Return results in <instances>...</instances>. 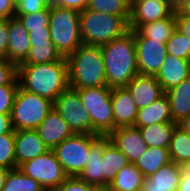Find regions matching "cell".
I'll use <instances>...</instances> for the list:
<instances>
[{
	"mask_svg": "<svg viewBox=\"0 0 190 191\" xmlns=\"http://www.w3.org/2000/svg\"><path fill=\"white\" fill-rule=\"evenodd\" d=\"M17 78L22 89L53 102L70 87L66 58L49 63L18 65Z\"/></svg>",
	"mask_w": 190,
	"mask_h": 191,
	"instance_id": "obj_1",
	"label": "cell"
},
{
	"mask_svg": "<svg viewBox=\"0 0 190 191\" xmlns=\"http://www.w3.org/2000/svg\"><path fill=\"white\" fill-rule=\"evenodd\" d=\"M100 47L105 66L106 86L111 89L125 87L138 74L133 33L129 30L122 37Z\"/></svg>",
	"mask_w": 190,
	"mask_h": 191,
	"instance_id": "obj_2",
	"label": "cell"
},
{
	"mask_svg": "<svg viewBox=\"0 0 190 191\" xmlns=\"http://www.w3.org/2000/svg\"><path fill=\"white\" fill-rule=\"evenodd\" d=\"M66 60L70 88L106 86L105 66L100 46L82 44Z\"/></svg>",
	"mask_w": 190,
	"mask_h": 191,
	"instance_id": "obj_3",
	"label": "cell"
},
{
	"mask_svg": "<svg viewBox=\"0 0 190 191\" xmlns=\"http://www.w3.org/2000/svg\"><path fill=\"white\" fill-rule=\"evenodd\" d=\"M130 16H116L84 9L80 12V34L83 44L102 46L129 31Z\"/></svg>",
	"mask_w": 190,
	"mask_h": 191,
	"instance_id": "obj_4",
	"label": "cell"
},
{
	"mask_svg": "<svg viewBox=\"0 0 190 191\" xmlns=\"http://www.w3.org/2000/svg\"><path fill=\"white\" fill-rule=\"evenodd\" d=\"M78 11L50 5L49 31L51 41L63 58L83 44Z\"/></svg>",
	"mask_w": 190,
	"mask_h": 191,
	"instance_id": "obj_5",
	"label": "cell"
},
{
	"mask_svg": "<svg viewBox=\"0 0 190 191\" xmlns=\"http://www.w3.org/2000/svg\"><path fill=\"white\" fill-rule=\"evenodd\" d=\"M75 90L79 93L83 107L89 112L92 134L109 136L114 131L112 89L100 86Z\"/></svg>",
	"mask_w": 190,
	"mask_h": 191,
	"instance_id": "obj_6",
	"label": "cell"
},
{
	"mask_svg": "<svg viewBox=\"0 0 190 191\" xmlns=\"http://www.w3.org/2000/svg\"><path fill=\"white\" fill-rule=\"evenodd\" d=\"M53 108V101L19 86L10 114L13 129H36Z\"/></svg>",
	"mask_w": 190,
	"mask_h": 191,
	"instance_id": "obj_7",
	"label": "cell"
},
{
	"mask_svg": "<svg viewBox=\"0 0 190 191\" xmlns=\"http://www.w3.org/2000/svg\"><path fill=\"white\" fill-rule=\"evenodd\" d=\"M100 135L74 134L59 143L54 149L57 160L69 177L79 176L89 159L91 144Z\"/></svg>",
	"mask_w": 190,
	"mask_h": 191,
	"instance_id": "obj_8",
	"label": "cell"
},
{
	"mask_svg": "<svg viewBox=\"0 0 190 191\" xmlns=\"http://www.w3.org/2000/svg\"><path fill=\"white\" fill-rule=\"evenodd\" d=\"M25 175L36 180L46 191H52L69 176L53 150L28 160L18 167Z\"/></svg>",
	"mask_w": 190,
	"mask_h": 191,
	"instance_id": "obj_9",
	"label": "cell"
},
{
	"mask_svg": "<svg viewBox=\"0 0 190 191\" xmlns=\"http://www.w3.org/2000/svg\"><path fill=\"white\" fill-rule=\"evenodd\" d=\"M53 106L74 134H92L89 112L83 107L77 90L69 87L55 99Z\"/></svg>",
	"mask_w": 190,
	"mask_h": 191,
	"instance_id": "obj_10",
	"label": "cell"
},
{
	"mask_svg": "<svg viewBox=\"0 0 190 191\" xmlns=\"http://www.w3.org/2000/svg\"><path fill=\"white\" fill-rule=\"evenodd\" d=\"M135 39L138 73L156 75L167 56L166 43L140 36L135 30H130Z\"/></svg>",
	"mask_w": 190,
	"mask_h": 191,
	"instance_id": "obj_11",
	"label": "cell"
},
{
	"mask_svg": "<svg viewBox=\"0 0 190 191\" xmlns=\"http://www.w3.org/2000/svg\"><path fill=\"white\" fill-rule=\"evenodd\" d=\"M110 140L128 158L135 163L147 150L139 128L134 126L117 127L110 135Z\"/></svg>",
	"mask_w": 190,
	"mask_h": 191,
	"instance_id": "obj_12",
	"label": "cell"
},
{
	"mask_svg": "<svg viewBox=\"0 0 190 191\" xmlns=\"http://www.w3.org/2000/svg\"><path fill=\"white\" fill-rule=\"evenodd\" d=\"M173 12L166 0H142L130 8L129 30H136L140 25L169 17Z\"/></svg>",
	"mask_w": 190,
	"mask_h": 191,
	"instance_id": "obj_13",
	"label": "cell"
},
{
	"mask_svg": "<svg viewBox=\"0 0 190 191\" xmlns=\"http://www.w3.org/2000/svg\"><path fill=\"white\" fill-rule=\"evenodd\" d=\"M49 150L74 135L61 115L53 108L41 124L35 129Z\"/></svg>",
	"mask_w": 190,
	"mask_h": 191,
	"instance_id": "obj_14",
	"label": "cell"
},
{
	"mask_svg": "<svg viewBox=\"0 0 190 191\" xmlns=\"http://www.w3.org/2000/svg\"><path fill=\"white\" fill-rule=\"evenodd\" d=\"M138 109L145 108L164 92L154 75L137 74L126 86Z\"/></svg>",
	"mask_w": 190,
	"mask_h": 191,
	"instance_id": "obj_15",
	"label": "cell"
},
{
	"mask_svg": "<svg viewBox=\"0 0 190 191\" xmlns=\"http://www.w3.org/2000/svg\"><path fill=\"white\" fill-rule=\"evenodd\" d=\"M114 130L117 127L134 126L138 108L126 87L113 88L111 96Z\"/></svg>",
	"mask_w": 190,
	"mask_h": 191,
	"instance_id": "obj_16",
	"label": "cell"
},
{
	"mask_svg": "<svg viewBox=\"0 0 190 191\" xmlns=\"http://www.w3.org/2000/svg\"><path fill=\"white\" fill-rule=\"evenodd\" d=\"M31 42L28 31L17 17L9 18V40L7 60L17 66L23 63L30 51Z\"/></svg>",
	"mask_w": 190,
	"mask_h": 191,
	"instance_id": "obj_17",
	"label": "cell"
},
{
	"mask_svg": "<svg viewBox=\"0 0 190 191\" xmlns=\"http://www.w3.org/2000/svg\"><path fill=\"white\" fill-rule=\"evenodd\" d=\"M190 76V60L181 59L167 54L164 63L155 75L163 92L179 85Z\"/></svg>",
	"mask_w": 190,
	"mask_h": 191,
	"instance_id": "obj_18",
	"label": "cell"
},
{
	"mask_svg": "<svg viewBox=\"0 0 190 191\" xmlns=\"http://www.w3.org/2000/svg\"><path fill=\"white\" fill-rule=\"evenodd\" d=\"M48 150L35 129L15 131L16 168L24 162L44 154Z\"/></svg>",
	"mask_w": 190,
	"mask_h": 191,
	"instance_id": "obj_19",
	"label": "cell"
},
{
	"mask_svg": "<svg viewBox=\"0 0 190 191\" xmlns=\"http://www.w3.org/2000/svg\"><path fill=\"white\" fill-rule=\"evenodd\" d=\"M181 173L182 166L171 161L146 177L142 188L144 191H177Z\"/></svg>",
	"mask_w": 190,
	"mask_h": 191,
	"instance_id": "obj_20",
	"label": "cell"
},
{
	"mask_svg": "<svg viewBox=\"0 0 190 191\" xmlns=\"http://www.w3.org/2000/svg\"><path fill=\"white\" fill-rule=\"evenodd\" d=\"M104 151V136H99L90 146L89 159L84 170L79 174V178L96 186L100 191H104V175L102 167V157Z\"/></svg>",
	"mask_w": 190,
	"mask_h": 191,
	"instance_id": "obj_21",
	"label": "cell"
},
{
	"mask_svg": "<svg viewBox=\"0 0 190 191\" xmlns=\"http://www.w3.org/2000/svg\"><path fill=\"white\" fill-rule=\"evenodd\" d=\"M173 123L177 125L190 116V76L166 91Z\"/></svg>",
	"mask_w": 190,
	"mask_h": 191,
	"instance_id": "obj_22",
	"label": "cell"
},
{
	"mask_svg": "<svg viewBox=\"0 0 190 191\" xmlns=\"http://www.w3.org/2000/svg\"><path fill=\"white\" fill-rule=\"evenodd\" d=\"M164 122H173L170 112V102L165 93L149 106L138 109L134 127H144Z\"/></svg>",
	"mask_w": 190,
	"mask_h": 191,
	"instance_id": "obj_23",
	"label": "cell"
},
{
	"mask_svg": "<svg viewBox=\"0 0 190 191\" xmlns=\"http://www.w3.org/2000/svg\"><path fill=\"white\" fill-rule=\"evenodd\" d=\"M128 158L115 146L109 136H104L102 167L104 175V191L114 179L118 171L128 165Z\"/></svg>",
	"mask_w": 190,
	"mask_h": 191,
	"instance_id": "obj_24",
	"label": "cell"
},
{
	"mask_svg": "<svg viewBox=\"0 0 190 191\" xmlns=\"http://www.w3.org/2000/svg\"><path fill=\"white\" fill-rule=\"evenodd\" d=\"M144 175L133 163L121 168L105 191H137L142 189Z\"/></svg>",
	"mask_w": 190,
	"mask_h": 191,
	"instance_id": "obj_25",
	"label": "cell"
},
{
	"mask_svg": "<svg viewBox=\"0 0 190 191\" xmlns=\"http://www.w3.org/2000/svg\"><path fill=\"white\" fill-rule=\"evenodd\" d=\"M176 30V13L169 17L140 25L135 31L144 38L166 43Z\"/></svg>",
	"mask_w": 190,
	"mask_h": 191,
	"instance_id": "obj_26",
	"label": "cell"
},
{
	"mask_svg": "<svg viewBox=\"0 0 190 191\" xmlns=\"http://www.w3.org/2000/svg\"><path fill=\"white\" fill-rule=\"evenodd\" d=\"M169 162H171V159L168 147H148L146 152L134 164L146 178Z\"/></svg>",
	"mask_w": 190,
	"mask_h": 191,
	"instance_id": "obj_27",
	"label": "cell"
},
{
	"mask_svg": "<svg viewBox=\"0 0 190 191\" xmlns=\"http://www.w3.org/2000/svg\"><path fill=\"white\" fill-rule=\"evenodd\" d=\"M177 126L173 122L156 123L139 128L143 140L148 147H169L173 130Z\"/></svg>",
	"mask_w": 190,
	"mask_h": 191,
	"instance_id": "obj_28",
	"label": "cell"
},
{
	"mask_svg": "<svg viewBox=\"0 0 190 191\" xmlns=\"http://www.w3.org/2000/svg\"><path fill=\"white\" fill-rule=\"evenodd\" d=\"M168 150L172 162L183 165L190 161V136L178 125L173 130Z\"/></svg>",
	"mask_w": 190,
	"mask_h": 191,
	"instance_id": "obj_29",
	"label": "cell"
},
{
	"mask_svg": "<svg viewBox=\"0 0 190 191\" xmlns=\"http://www.w3.org/2000/svg\"><path fill=\"white\" fill-rule=\"evenodd\" d=\"M2 191H46L33 178L25 175L19 168L9 170Z\"/></svg>",
	"mask_w": 190,
	"mask_h": 191,
	"instance_id": "obj_30",
	"label": "cell"
},
{
	"mask_svg": "<svg viewBox=\"0 0 190 191\" xmlns=\"http://www.w3.org/2000/svg\"><path fill=\"white\" fill-rule=\"evenodd\" d=\"M63 57L57 51L54 44H35L31 45L26 60L20 65H34L61 61Z\"/></svg>",
	"mask_w": 190,
	"mask_h": 191,
	"instance_id": "obj_31",
	"label": "cell"
},
{
	"mask_svg": "<svg viewBox=\"0 0 190 191\" xmlns=\"http://www.w3.org/2000/svg\"><path fill=\"white\" fill-rule=\"evenodd\" d=\"M86 9L116 16H130L126 0H89Z\"/></svg>",
	"mask_w": 190,
	"mask_h": 191,
	"instance_id": "obj_32",
	"label": "cell"
},
{
	"mask_svg": "<svg viewBox=\"0 0 190 191\" xmlns=\"http://www.w3.org/2000/svg\"><path fill=\"white\" fill-rule=\"evenodd\" d=\"M28 32L38 29H49L50 5L32 14H15Z\"/></svg>",
	"mask_w": 190,
	"mask_h": 191,
	"instance_id": "obj_33",
	"label": "cell"
},
{
	"mask_svg": "<svg viewBox=\"0 0 190 191\" xmlns=\"http://www.w3.org/2000/svg\"><path fill=\"white\" fill-rule=\"evenodd\" d=\"M0 166L16 169L15 131L0 135Z\"/></svg>",
	"mask_w": 190,
	"mask_h": 191,
	"instance_id": "obj_34",
	"label": "cell"
},
{
	"mask_svg": "<svg viewBox=\"0 0 190 191\" xmlns=\"http://www.w3.org/2000/svg\"><path fill=\"white\" fill-rule=\"evenodd\" d=\"M167 54L175 57L190 60V40L177 30L166 42Z\"/></svg>",
	"mask_w": 190,
	"mask_h": 191,
	"instance_id": "obj_35",
	"label": "cell"
},
{
	"mask_svg": "<svg viewBox=\"0 0 190 191\" xmlns=\"http://www.w3.org/2000/svg\"><path fill=\"white\" fill-rule=\"evenodd\" d=\"M18 66L7 59L0 58V86L19 85Z\"/></svg>",
	"mask_w": 190,
	"mask_h": 191,
	"instance_id": "obj_36",
	"label": "cell"
},
{
	"mask_svg": "<svg viewBox=\"0 0 190 191\" xmlns=\"http://www.w3.org/2000/svg\"><path fill=\"white\" fill-rule=\"evenodd\" d=\"M19 85L0 86V113L10 115Z\"/></svg>",
	"mask_w": 190,
	"mask_h": 191,
	"instance_id": "obj_37",
	"label": "cell"
},
{
	"mask_svg": "<svg viewBox=\"0 0 190 191\" xmlns=\"http://www.w3.org/2000/svg\"><path fill=\"white\" fill-rule=\"evenodd\" d=\"M52 191H100L96 186L87 184L78 176L68 177Z\"/></svg>",
	"mask_w": 190,
	"mask_h": 191,
	"instance_id": "obj_38",
	"label": "cell"
},
{
	"mask_svg": "<svg viewBox=\"0 0 190 191\" xmlns=\"http://www.w3.org/2000/svg\"><path fill=\"white\" fill-rule=\"evenodd\" d=\"M48 5L46 0H16L15 14H32Z\"/></svg>",
	"mask_w": 190,
	"mask_h": 191,
	"instance_id": "obj_39",
	"label": "cell"
},
{
	"mask_svg": "<svg viewBox=\"0 0 190 191\" xmlns=\"http://www.w3.org/2000/svg\"><path fill=\"white\" fill-rule=\"evenodd\" d=\"M9 19H0V58L7 59Z\"/></svg>",
	"mask_w": 190,
	"mask_h": 191,
	"instance_id": "obj_40",
	"label": "cell"
},
{
	"mask_svg": "<svg viewBox=\"0 0 190 191\" xmlns=\"http://www.w3.org/2000/svg\"><path fill=\"white\" fill-rule=\"evenodd\" d=\"M31 45L53 44L49 29H38L28 32Z\"/></svg>",
	"mask_w": 190,
	"mask_h": 191,
	"instance_id": "obj_41",
	"label": "cell"
},
{
	"mask_svg": "<svg viewBox=\"0 0 190 191\" xmlns=\"http://www.w3.org/2000/svg\"><path fill=\"white\" fill-rule=\"evenodd\" d=\"M88 1L89 0H57L54 4L62 8L78 11L80 13L87 7Z\"/></svg>",
	"mask_w": 190,
	"mask_h": 191,
	"instance_id": "obj_42",
	"label": "cell"
},
{
	"mask_svg": "<svg viewBox=\"0 0 190 191\" xmlns=\"http://www.w3.org/2000/svg\"><path fill=\"white\" fill-rule=\"evenodd\" d=\"M16 0H0V19L15 17Z\"/></svg>",
	"mask_w": 190,
	"mask_h": 191,
	"instance_id": "obj_43",
	"label": "cell"
},
{
	"mask_svg": "<svg viewBox=\"0 0 190 191\" xmlns=\"http://www.w3.org/2000/svg\"><path fill=\"white\" fill-rule=\"evenodd\" d=\"M176 30L190 40V17L176 13Z\"/></svg>",
	"mask_w": 190,
	"mask_h": 191,
	"instance_id": "obj_44",
	"label": "cell"
},
{
	"mask_svg": "<svg viewBox=\"0 0 190 191\" xmlns=\"http://www.w3.org/2000/svg\"><path fill=\"white\" fill-rule=\"evenodd\" d=\"M14 131L10 115L0 113V135Z\"/></svg>",
	"mask_w": 190,
	"mask_h": 191,
	"instance_id": "obj_45",
	"label": "cell"
},
{
	"mask_svg": "<svg viewBox=\"0 0 190 191\" xmlns=\"http://www.w3.org/2000/svg\"><path fill=\"white\" fill-rule=\"evenodd\" d=\"M188 0H166L169 9L173 13H178L185 6Z\"/></svg>",
	"mask_w": 190,
	"mask_h": 191,
	"instance_id": "obj_46",
	"label": "cell"
},
{
	"mask_svg": "<svg viewBox=\"0 0 190 191\" xmlns=\"http://www.w3.org/2000/svg\"><path fill=\"white\" fill-rule=\"evenodd\" d=\"M177 191H190V176L186 175L183 171Z\"/></svg>",
	"mask_w": 190,
	"mask_h": 191,
	"instance_id": "obj_47",
	"label": "cell"
},
{
	"mask_svg": "<svg viewBox=\"0 0 190 191\" xmlns=\"http://www.w3.org/2000/svg\"><path fill=\"white\" fill-rule=\"evenodd\" d=\"M178 126L190 136V116L179 123Z\"/></svg>",
	"mask_w": 190,
	"mask_h": 191,
	"instance_id": "obj_48",
	"label": "cell"
},
{
	"mask_svg": "<svg viewBox=\"0 0 190 191\" xmlns=\"http://www.w3.org/2000/svg\"><path fill=\"white\" fill-rule=\"evenodd\" d=\"M8 171H9V169L0 166V191H2Z\"/></svg>",
	"mask_w": 190,
	"mask_h": 191,
	"instance_id": "obj_49",
	"label": "cell"
},
{
	"mask_svg": "<svg viewBox=\"0 0 190 191\" xmlns=\"http://www.w3.org/2000/svg\"><path fill=\"white\" fill-rule=\"evenodd\" d=\"M182 16L190 17V0H188L185 6L179 12Z\"/></svg>",
	"mask_w": 190,
	"mask_h": 191,
	"instance_id": "obj_50",
	"label": "cell"
},
{
	"mask_svg": "<svg viewBox=\"0 0 190 191\" xmlns=\"http://www.w3.org/2000/svg\"><path fill=\"white\" fill-rule=\"evenodd\" d=\"M182 166V171L186 174V175H188V176H190V161H188V162H185L183 165H181Z\"/></svg>",
	"mask_w": 190,
	"mask_h": 191,
	"instance_id": "obj_51",
	"label": "cell"
},
{
	"mask_svg": "<svg viewBox=\"0 0 190 191\" xmlns=\"http://www.w3.org/2000/svg\"><path fill=\"white\" fill-rule=\"evenodd\" d=\"M129 7L131 8L134 4L138 3L139 1H142V0H126Z\"/></svg>",
	"mask_w": 190,
	"mask_h": 191,
	"instance_id": "obj_52",
	"label": "cell"
},
{
	"mask_svg": "<svg viewBox=\"0 0 190 191\" xmlns=\"http://www.w3.org/2000/svg\"><path fill=\"white\" fill-rule=\"evenodd\" d=\"M57 0H46V2L49 4V5H52L56 2Z\"/></svg>",
	"mask_w": 190,
	"mask_h": 191,
	"instance_id": "obj_53",
	"label": "cell"
}]
</instances>
